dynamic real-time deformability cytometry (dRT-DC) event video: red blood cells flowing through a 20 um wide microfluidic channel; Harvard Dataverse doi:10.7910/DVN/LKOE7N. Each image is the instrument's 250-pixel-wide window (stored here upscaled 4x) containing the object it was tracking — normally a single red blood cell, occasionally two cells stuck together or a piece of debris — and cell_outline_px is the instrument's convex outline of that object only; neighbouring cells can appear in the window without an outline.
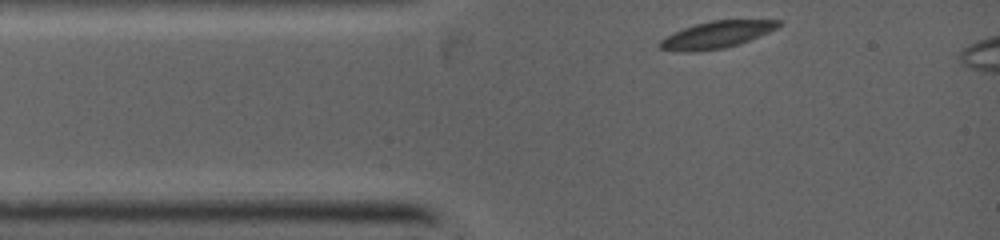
{"species": "common noctule bat (a hibernating species)", "species_latin": "Nyctalus noctula", "temperature_condition": "warm", "stored_images_in_passage": 23, "camera_frame_rate_fps": 5000, "um_per_image_px": 0.085, "animal": {"sex": "female", "body_mass_g": 19.0, "forearm_length_mm": 53.3}, "frame": {"image": 1, "passage_image": 1, "time_ms": 0.0, "image_size_px": [1000, 240], "cell_outline_px": [[784, 24], [768, 32], [748, 40], [724, 48], [696, 52], [684, 52], [660, 48], [660, 40], [684, 28], [696, 24], [712, 20], [784, 20]], "centroid_in_image_um": [60.95, 2.94], "position_along_channel_um": 24.0, "area_um2": 18.26}}
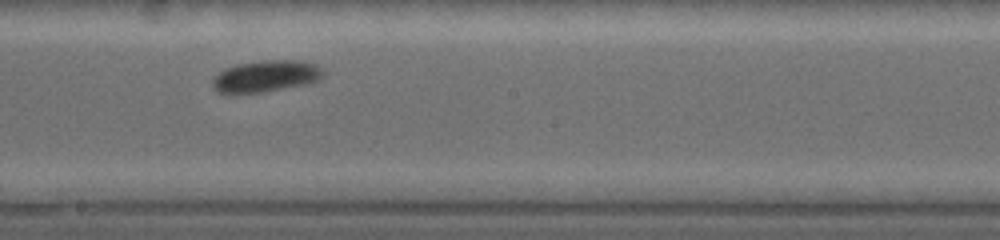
{"frame": {"image": 2, "passage_image": 14, "time_ms": 4.8, "image_size_px": [1000, 240], "cell_outline_px": [[324, 76], [320, 80], [308, 84], [264, 92], [216, 92], [212, 88], [212, 80], [224, 68], [240, 64], [264, 60], [300, 60], [316, 64], [324, 72]], "centroid_in_image_um": [22.65, 6.47], "position_along_channel_um": 225.6, "area_um2": 20.35}}
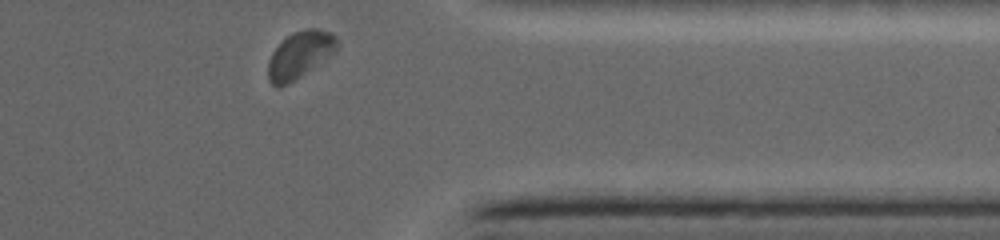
{"frame": {"image": 3, "passage_image": 23, "time_ms": 8.4, "image_size_px": [1000, 240], "cell_outline_px": [[340, 44], [336, 52], [288, 84], [280, 88], [276, 88], [268, 80], [268, 60], [272, 52], [292, 32], [308, 28], [316, 28], [332, 32], [336, 36]], "centroid_in_image_um": [25.51, 4.65], "position_along_channel_um": 385.9, "area_um2": 18.96}}